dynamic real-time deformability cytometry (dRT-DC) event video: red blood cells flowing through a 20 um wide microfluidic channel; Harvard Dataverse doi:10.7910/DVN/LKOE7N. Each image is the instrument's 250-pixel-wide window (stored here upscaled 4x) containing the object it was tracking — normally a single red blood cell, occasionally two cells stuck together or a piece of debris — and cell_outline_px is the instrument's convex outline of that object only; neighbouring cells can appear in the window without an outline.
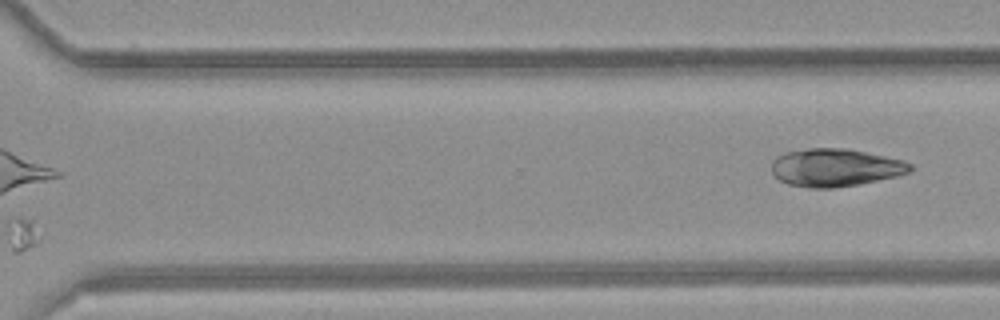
{"species": "common noctule bat (a hibernating species)", "species_latin": "Nyctalus noctula", "temperature_condition": "room temperature", "stored_images_in_passage": 12, "camera_frame_rate_fps": 3000, "um_per_image_px": 0.085, "animal": {"sex": "female", "body_mass_g": 21.9}, "frame": {"image": 1, "passage_image": 12, "time_ms": 13.667, "image_size_px": [1000, 320], "cell_outline_px": [[912, 168], [908, 172], [896, 176], [860, 184], [832, 188], [808, 188], [788, 184], [780, 180], [772, 172], [772, 160], [776, 156], [784, 152], [808, 148], [848, 148], [904, 160], [912, 164]], "centroid_in_image_um": [70.98, 14.23], "position_along_channel_um": 299.6, "area_um2": 30.69}}